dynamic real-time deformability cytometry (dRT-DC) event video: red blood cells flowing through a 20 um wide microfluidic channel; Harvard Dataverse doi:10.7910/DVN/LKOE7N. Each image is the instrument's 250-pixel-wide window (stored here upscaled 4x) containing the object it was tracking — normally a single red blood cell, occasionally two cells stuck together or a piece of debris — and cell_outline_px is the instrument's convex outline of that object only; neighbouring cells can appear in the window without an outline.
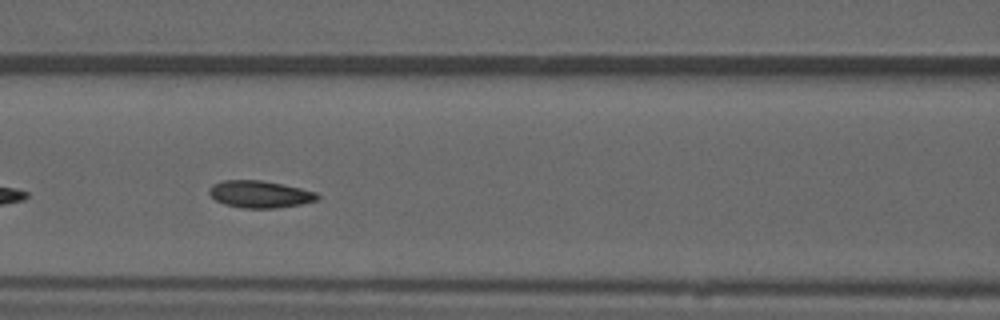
{"species": "common noctule bat (a hibernating species)", "species_latin": "Nyctalus noctula", "temperature_condition": "warm", "stored_images_in_passage": 13, "camera_frame_rate_fps": 3000, "um_per_image_px": 0.085, "animal": {"sex": "male", "forearm_length_mm": 52.5}, "frame": {"image": 1, "passage_image": 8, "time_ms": 2.333, "image_size_px": [1000, 320], "cell_outline_px": [[320, 196], [316, 200], [300, 204], [276, 208], [244, 208], [224, 204], [216, 200], [208, 192], [208, 188], [212, 184], [224, 180], [260, 180], [300, 188], [316, 192]], "centroid_in_image_um": [22.05, 16.5], "position_along_channel_um": 144.5, "area_um2": 16.94}}